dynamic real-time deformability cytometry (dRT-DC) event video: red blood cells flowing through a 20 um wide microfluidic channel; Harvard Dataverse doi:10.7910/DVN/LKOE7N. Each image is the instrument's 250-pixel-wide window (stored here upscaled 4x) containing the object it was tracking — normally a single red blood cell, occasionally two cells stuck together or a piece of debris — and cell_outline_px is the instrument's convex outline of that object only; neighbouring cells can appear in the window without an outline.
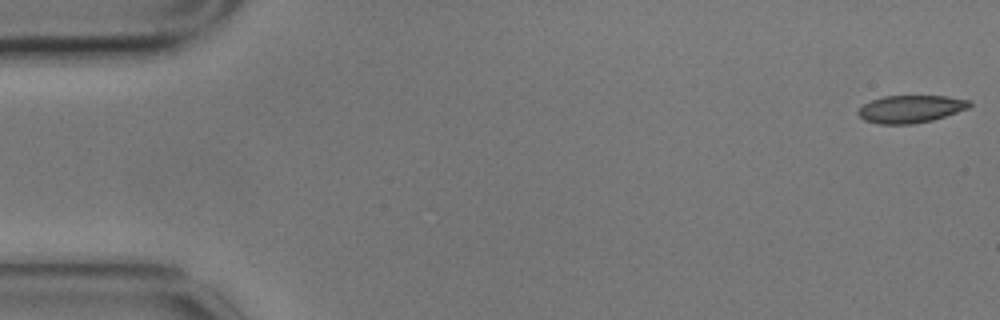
{"species": "common noctule bat (a hibernating species)", "species_latin": "Nyctalus noctula", "temperature_condition": "cold", "stored_images_in_passage": 5, "camera_frame_rate_fps": 3000, "um_per_image_px": 0.085, "animal": {"sex": "male", "body_mass_g": 17.9}, "frame": {"image": 1, "passage_image": 1, "time_ms": 0.0, "image_size_px": [1000, 320], "cell_outline_px": [[972, 104], [968, 108], [932, 120], [912, 124], [880, 124], [864, 120], [856, 112], [864, 104], [872, 100], [884, 96], [948, 96], [968, 100]], "centroid_in_image_um": [77.39, 9.26], "position_along_channel_um": 7.6, "area_um2": 17.69}}
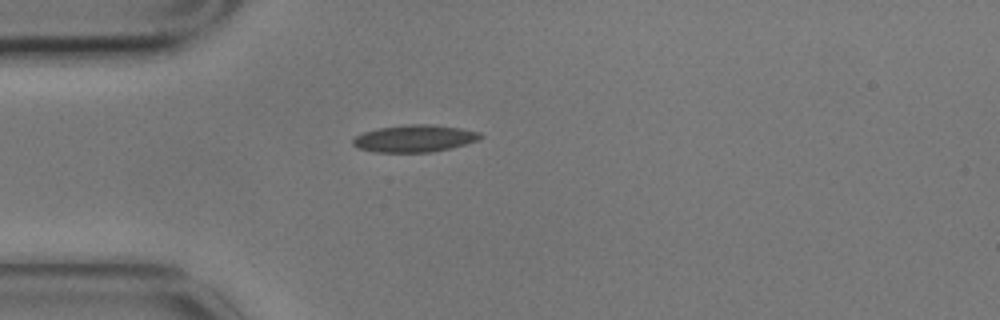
{"frame": {"image": 2, "passage_image": 5, "time_ms": 1.333, "image_size_px": [1000, 320], "cell_outline_px": [[484, 136], [476, 140], [452, 148], [432, 152], [376, 152], [356, 148], [352, 144], [352, 140], [356, 136], [364, 132], [380, 128], [408, 124], [432, 124], [460, 128], [480, 132]], "centroid_in_image_um": [35.23, 11.77], "position_along_channel_um": 49.8, "area_um2": 20.11}}